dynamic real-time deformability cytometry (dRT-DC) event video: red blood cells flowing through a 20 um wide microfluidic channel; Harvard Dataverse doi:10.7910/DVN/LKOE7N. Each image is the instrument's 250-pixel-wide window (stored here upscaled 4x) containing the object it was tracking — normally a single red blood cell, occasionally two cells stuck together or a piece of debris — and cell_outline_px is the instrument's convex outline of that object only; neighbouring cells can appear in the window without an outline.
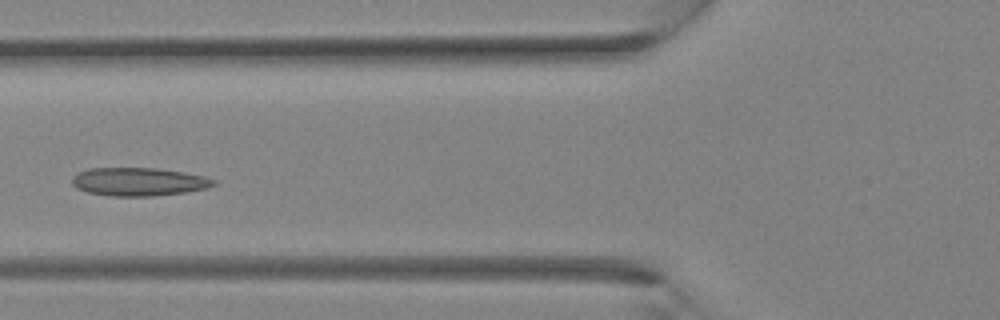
{"species": "Egyptian fruit bat (a non-hibernating species)", "species_latin": "Rousettus aegyptiacus", "temperature_condition": "room temperature", "stored_images_in_passage": 24, "camera_frame_rate_fps": 3000, "um_per_image_px": 0.085, "animal": {"sex": "female"}, "frame": {"image": 1, "passage_image": 3, "time_ms": 0.667, "image_size_px": [1000, 320], "cell_outline_px": [[216, 184], [208, 188], [184, 192], [152, 196], [112, 196], [88, 192], [76, 188], [72, 184], [72, 176], [88, 168], [156, 168], [184, 172], [204, 176], [216, 180]], "centroid_in_image_um": [11.79, 15.44], "position_along_channel_um": 114.0, "area_um2": 23.29}}
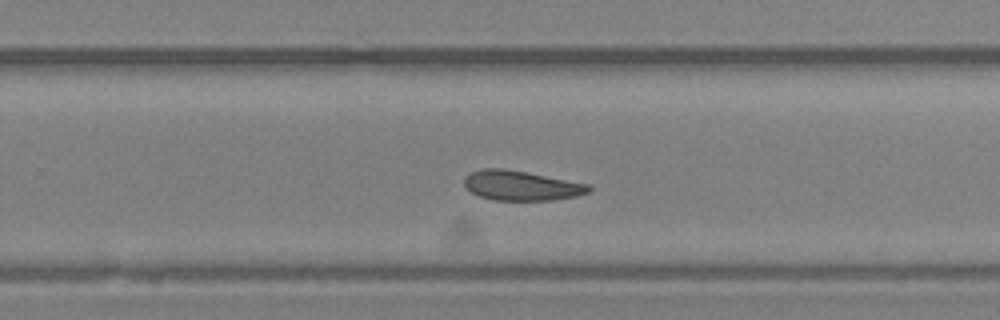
{"frame": {"image": 2, "passage_image": 12, "time_ms": 3.667, "image_size_px": [1000, 320], "cell_outline_px": [[592, 188], [588, 192], [576, 196], [552, 200], [492, 200], [480, 196], [472, 192], [464, 184], [464, 180], [472, 172], [480, 168], [504, 168], [588, 184]], "centroid_in_image_um": [44.3, 15.77], "position_along_channel_um": 285.5, "area_um2": 21.27}}
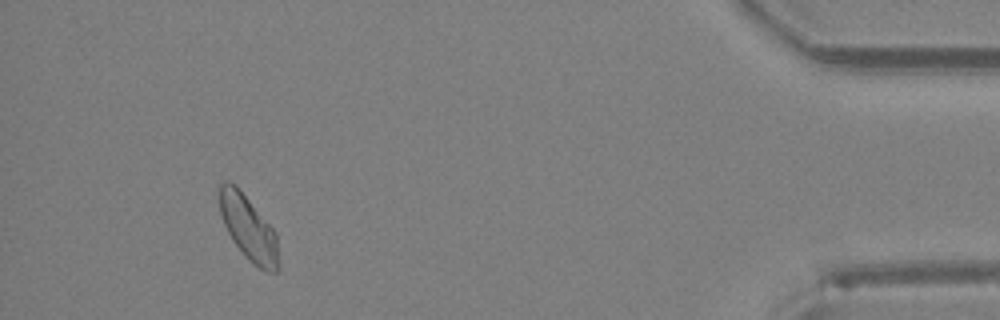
{"frame": {"image": 3, "passage_image": 22, "time_ms": 7.0, "image_size_px": [1000, 320], "cell_outline_px": [[280, 272], [268, 272], [252, 264], [244, 256], [232, 240], [220, 216], [220, 184], [224, 180], [228, 180], [236, 184], [276, 232], [280, 268]], "centroid_in_image_um": [21.14, 19.41], "position_along_channel_um": 414.1, "area_um2": 22.54}}